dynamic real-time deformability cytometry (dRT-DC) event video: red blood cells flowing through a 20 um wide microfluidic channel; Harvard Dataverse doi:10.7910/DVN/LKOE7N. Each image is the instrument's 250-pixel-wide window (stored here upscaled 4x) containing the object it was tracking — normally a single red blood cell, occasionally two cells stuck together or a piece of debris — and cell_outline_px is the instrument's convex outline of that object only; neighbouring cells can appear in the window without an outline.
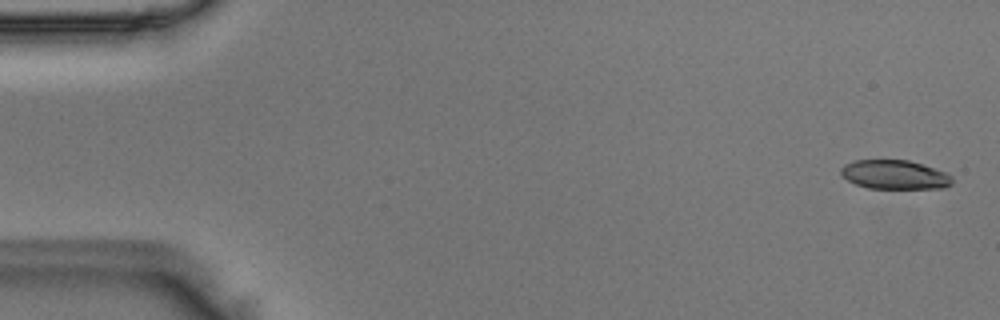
{"species": "Egyptian fruit bat (a non-hibernating species)", "species_latin": "Rousettus aegyptiacus", "temperature_condition": "room temperature", "stored_images_in_passage": 49, "camera_frame_rate_fps": 3000, "um_per_image_px": 0.085, "animal": {"sex": "male"}, "frame": {"image": 1, "passage_image": 2, "time_ms": 0.333, "image_size_px": [1000, 320], "cell_outline_px": [[952, 184], [944, 188], [868, 188], [856, 184], [840, 176], [840, 168], [844, 164], [856, 160], [908, 160], [944, 172], [952, 176]], "centroid_in_image_um": [76.0, 14.85], "position_along_channel_um": 9.0, "area_um2": 18.73}}
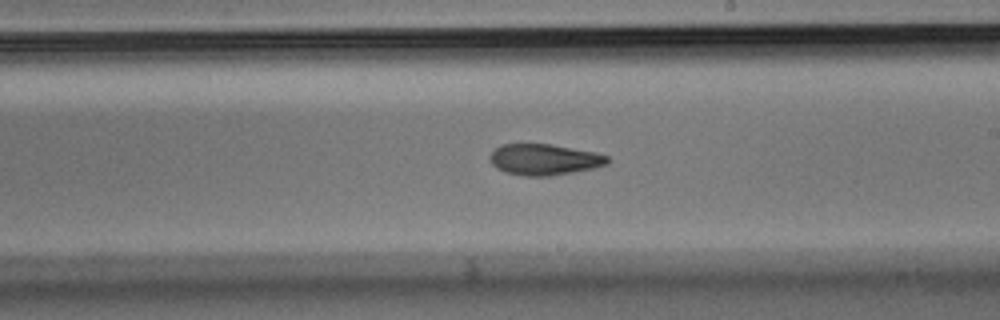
{"frame": {"image": 2, "passage_image": 30, "time_ms": 9.667, "image_size_px": [1000, 320], "cell_outline_px": [[612, 160], [608, 164], [592, 168], [552, 176], [524, 176], [504, 172], [496, 168], [492, 164], [488, 156], [500, 144], [552, 144], [596, 152], [608, 156]], "centroid_in_image_um": [46.27, 13.56], "position_along_channel_um": 242.7, "area_um2": 21.5}}
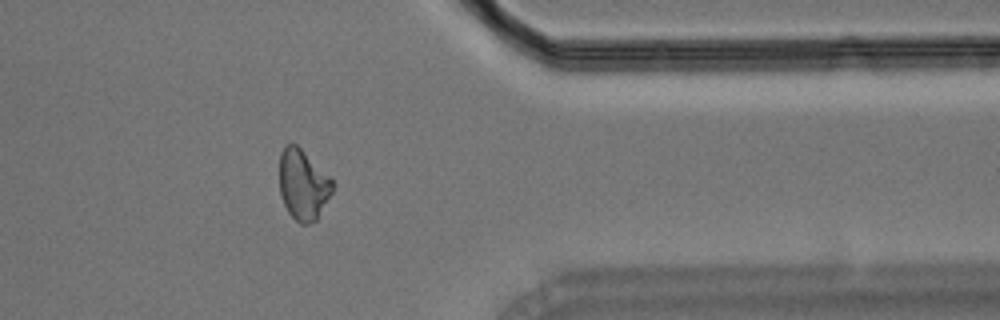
{"frame": {"image": 3, "passage_image": 42, "time_ms": 13.667, "image_size_px": [1000, 320], "cell_outline_px": [[336, 184], [332, 192], [316, 220], [308, 224], [300, 224], [288, 212], [284, 204], [280, 192], [280, 152], [288, 144], [296, 144]], "centroid_in_image_um": [25.76, 15.72], "position_along_channel_um": 385.6, "area_um2": 21.39}}